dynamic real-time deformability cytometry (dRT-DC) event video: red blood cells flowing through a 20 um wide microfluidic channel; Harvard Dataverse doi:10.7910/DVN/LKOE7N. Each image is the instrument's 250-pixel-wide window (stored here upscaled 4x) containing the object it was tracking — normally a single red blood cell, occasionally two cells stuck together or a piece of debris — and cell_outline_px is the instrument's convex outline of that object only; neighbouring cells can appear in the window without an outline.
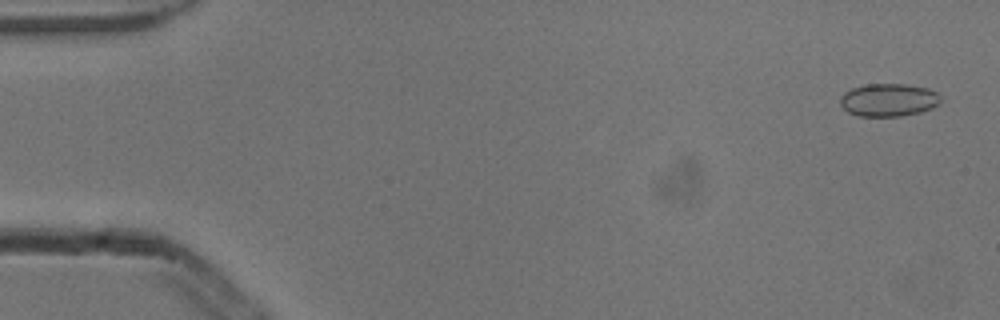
{"species": "common noctule bat (a hibernating species)", "species_latin": "Nyctalus noctula", "temperature_condition": "cold", "stored_images_in_passage": 53, "camera_frame_rate_fps": 3000, "um_per_image_px": 0.085, "animal": {"sex": "male", "body_mass_g": 13.3}, "frame": {"image": 1, "passage_image": 2, "time_ms": 0.333, "image_size_px": [1000, 320], "cell_outline_px": [[940, 104], [932, 108], [920, 112], [900, 116], [860, 116], [848, 112], [840, 104], [840, 96], [844, 92], [852, 88], [868, 84], [904, 84], [928, 88], [936, 92], [940, 96]], "centroid_in_image_um": [75.53, 8.49], "position_along_channel_um": 9.5, "area_um2": 19.25}}
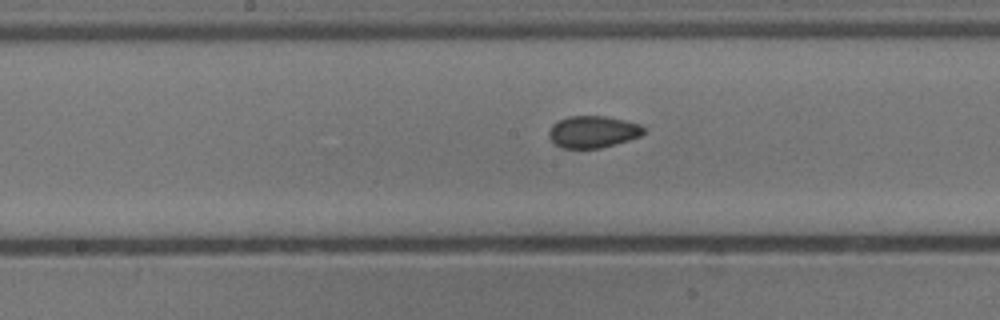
{"frame": {"image": 2, "passage_image": 27, "time_ms": 8.667, "image_size_px": [1000, 320], "cell_outline_px": [[644, 132], [640, 136], [628, 140], [600, 148], [564, 148], [556, 144], [548, 136], [548, 132], [552, 124], [568, 116], [604, 116], [624, 120], [640, 124], [644, 128]], "centroid_in_image_um": [50.38, 11.2], "position_along_channel_um": 197.8, "area_um2": 17.46}}
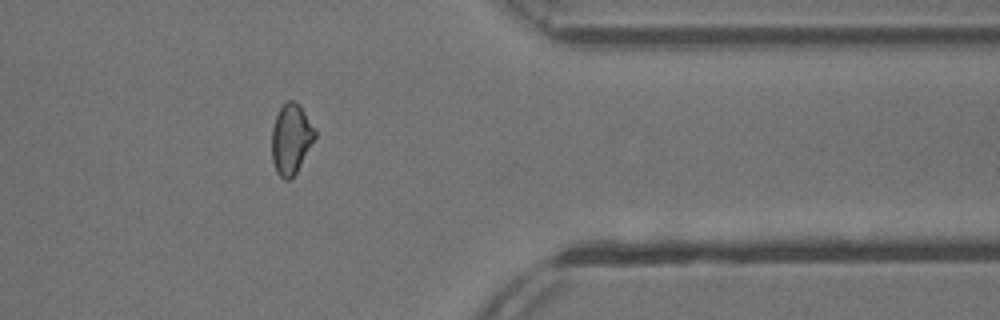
{"frame": {"image": 3, "passage_image": 43, "time_ms": 14.0, "image_size_px": [1000, 320], "cell_outline_px": [[316, 136], [296, 172], [288, 180], [284, 180], [276, 172], [272, 160], [272, 128], [276, 116], [280, 108], [288, 100], [292, 100], [300, 104], [316, 132]], "centroid_in_image_um": [24.72, 11.8], "position_along_channel_um": 386.7, "area_um2": 17.4}, "authors_computed_cell_mechanics": {"area_um2": 17.8602, "velocity_mm_per_s": 3.8684, "shape_relaxation_time_tau1_ms": null, "shape_relaxation_time_tau2_ms": 1.9965, "deformation_change_tau1": null, "deformation_change_tau2": 0.0536}}